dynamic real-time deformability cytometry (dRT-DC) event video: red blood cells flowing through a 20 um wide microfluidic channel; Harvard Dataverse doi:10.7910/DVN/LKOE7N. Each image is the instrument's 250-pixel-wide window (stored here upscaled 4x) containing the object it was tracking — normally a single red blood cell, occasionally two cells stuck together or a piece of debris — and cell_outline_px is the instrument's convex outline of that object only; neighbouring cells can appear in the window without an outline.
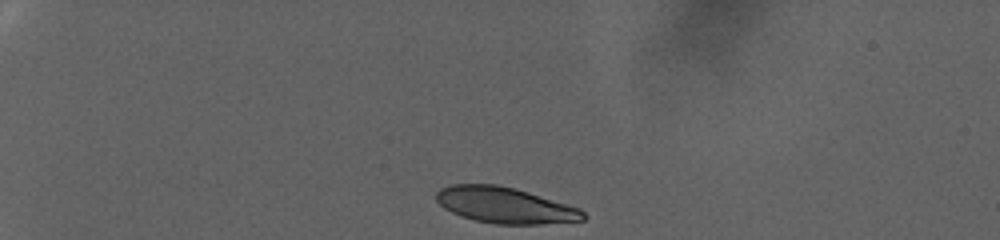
{"species": "human", "species_latin": "Homo sapiens", "temperature_condition": "warm", "stored_images_in_passage": 66, "camera_frame_rate_fps": 3000, "um_per_image_px": 0.085, "donor": {"sex": "female"}, "frame": {"image": 1, "passage_image": 1, "time_ms": 0.0, "image_size_px": [1000, 240], "cell_outline_px": [[588, 216], [584, 220], [540, 224], [496, 224], [476, 220], [460, 216], [444, 208], [436, 200], [436, 192], [440, 188], [448, 184], [496, 184], [516, 188], [580, 208]], "centroid_in_image_um": [42.92, 17.43], "position_along_channel_um": 42.1, "area_um2": 30.92}}
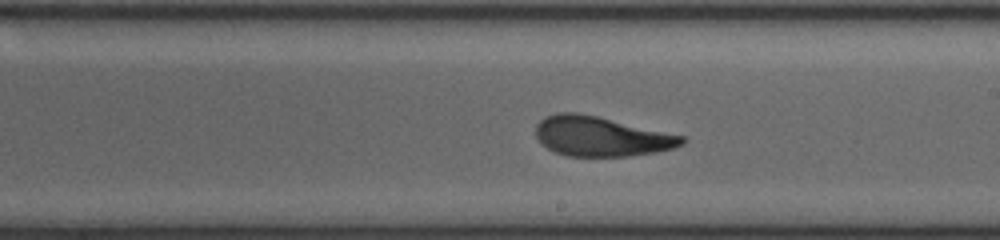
{"frame": {"image": 2, "passage_image": 35, "time_ms": 11.333, "image_size_px": [1000, 240], "cell_outline_px": [[688, 140], [684, 144], [672, 148], [656, 152], [628, 156], [568, 156], [556, 152], [548, 148], [536, 136], [536, 124], [544, 116], [556, 112], [576, 112], [596, 116], [684, 136]], "centroid_in_image_um": [51.09, 11.59], "position_along_channel_um": 237.9, "area_um2": 33.64}}
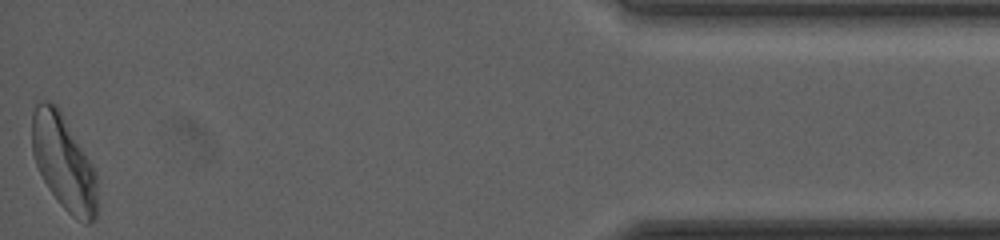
{"frame": {"image": 3, "passage_image": 66, "time_ms": 21.667, "image_size_px": [1000, 240], "cell_outline_px": [[96, 220], [88, 224], [84, 224], [72, 216], [56, 200], [48, 188], [36, 164], [32, 152], [32, 112], [36, 104], [40, 100], [48, 100], [56, 104], [60, 108], [92, 164], [96, 172]], "centroid_in_image_um": [5.4, 13.79], "position_along_channel_um": 429.8, "area_um2": 36.36}, "authors_computed_cell_mechanics": {"area_um2": 34.1309, "velocity_mm_per_s": 2.4513, "shape_relaxation_time_tau1_ms": 6.926, "shape_relaxation_time_tau2_ms": 2.1489, "deformation_change_tau1": 0.1942, "deformation_change_tau2": 0.0875}}